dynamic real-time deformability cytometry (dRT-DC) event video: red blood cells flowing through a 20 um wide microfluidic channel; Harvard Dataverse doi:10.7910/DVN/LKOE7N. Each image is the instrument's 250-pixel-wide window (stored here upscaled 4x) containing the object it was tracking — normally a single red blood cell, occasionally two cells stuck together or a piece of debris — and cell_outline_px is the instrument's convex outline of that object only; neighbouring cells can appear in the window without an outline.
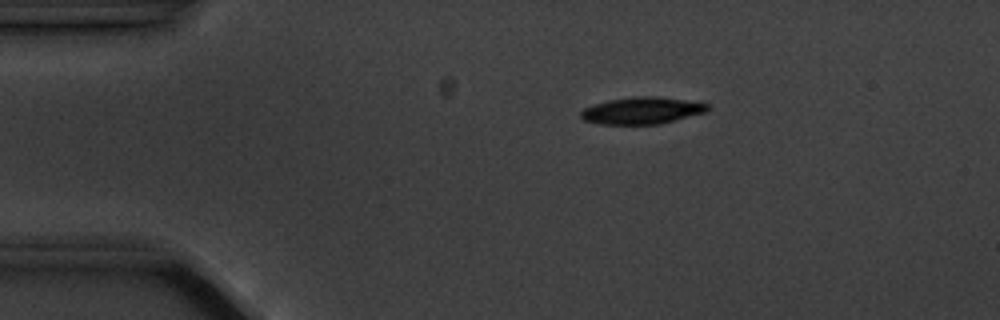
{"species": "common noctule bat (a hibernating species)", "species_latin": "Nyctalus noctula", "temperature_condition": "cold", "stored_images_in_passage": 4, "camera_frame_rate_fps": 3000, "um_per_image_px": 0.085, "animal": {"sex": "male", "body_mass_g": 20.1, "forearm_length_mm": 53.5}, "frame": {"image": 1, "passage_image": 3, "time_ms": 2.333, "image_size_px": [1000, 320], "cell_outline_px": [[708, 112], [660, 124], [600, 124], [584, 120], [580, 116], [580, 112], [584, 108], [608, 100], [636, 96], [656, 96], [684, 100], [708, 104]], "centroid_in_image_um": [54.57, 9.4], "position_along_channel_um": 30.4, "area_um2": 19.77}}